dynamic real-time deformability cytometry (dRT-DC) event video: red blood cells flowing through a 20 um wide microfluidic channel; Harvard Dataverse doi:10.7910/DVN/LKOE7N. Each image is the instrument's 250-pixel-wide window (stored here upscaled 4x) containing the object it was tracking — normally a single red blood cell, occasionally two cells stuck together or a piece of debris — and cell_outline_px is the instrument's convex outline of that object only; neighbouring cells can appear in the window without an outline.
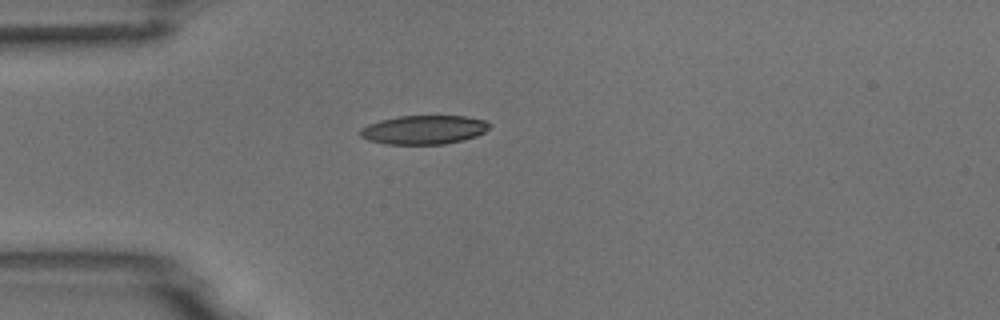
{"species": "common noctule bat (a hibernating species)", "species_latin": "Nyctalus noctula", "temperature_condition": "room temperature", "stored_images_in_passage": 2, "camera_frame_rate_fps": 3000, "um_per_image_px": 0.085, "animal": {"sex": "male", "body_mass_g": 18.8}, "frame": {"image": 1, "passage_image": 1, "time_ms": 0.0, "image_size_px": [1000, 320], "cell_outline_px": [[492, 124], [484, 132], [476, 136], [464, 140], [444, 144], [384, 144], [368, 140], [360, 136], [360, 128], [368, 124], [380, 120], [400, 116], [464, 116], [484, 120]], "centroid_in_image_um": [36.02, 11.03], "position_along_channel_um": 49.0, "area_um2": 21.79}}